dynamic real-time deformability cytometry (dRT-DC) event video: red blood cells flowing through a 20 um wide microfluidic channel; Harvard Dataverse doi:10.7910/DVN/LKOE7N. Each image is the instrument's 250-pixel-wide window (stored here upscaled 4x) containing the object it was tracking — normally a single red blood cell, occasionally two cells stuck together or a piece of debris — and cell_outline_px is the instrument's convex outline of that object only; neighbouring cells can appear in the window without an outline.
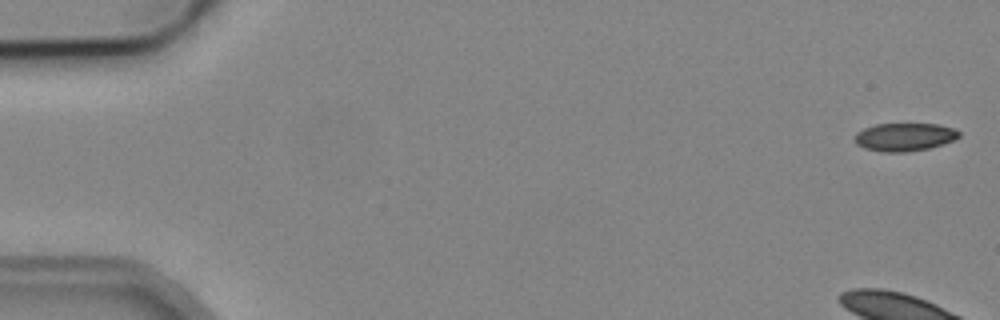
{"species": "common noctule bat (a hibernating species)", "species_latin": "Nyctalus noctula", "temperature_condition": "cold", "stored_images_in_passage": 5, "camera_frame_rate_fps": 3000, "um_per_image_px": 0.085, "animal": {"sex": "male", "body_mass_g": 19.2, "forearm_length_mm": 51.8}, "frame": {"image": 1, "passage_image": 1, "time_ms": 0.0, "image_size_px": [1000, 320], "cell_outline_px": [[960, 136], [952, 140], [928, 148], [908, 152], [880, 152], [864, 148], [856, 144], [856, 132], [864, 128], [876, 124], [936, 124], [952, 128], [960, 132]], "centroid_in_image_um": [76.85, 11.65], "position_along_channel_um": 8.2, "area_um2": 16.88}}